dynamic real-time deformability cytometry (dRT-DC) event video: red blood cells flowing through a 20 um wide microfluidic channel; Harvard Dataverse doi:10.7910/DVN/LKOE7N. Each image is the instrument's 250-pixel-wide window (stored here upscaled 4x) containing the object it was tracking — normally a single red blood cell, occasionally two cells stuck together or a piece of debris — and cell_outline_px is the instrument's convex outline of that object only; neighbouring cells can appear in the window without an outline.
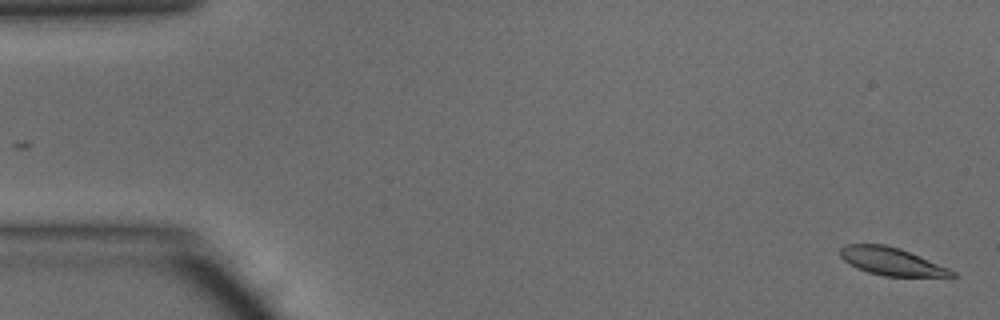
{"species": "common noctule bat (a hibernating species)", "species_latin": "Nyctalus noctula", "temperature_condition": "warm", "stored_images_in_passage": 48, "camera_frame_rate_fps": 3000, "um_per_image_px": 0.085, "animal": {"sex": "male", "body_mass_g": 15.6}, "frame": {"image": 1, "passage_image": 1, "time_ms": 0.0, "image_size_px": [1000, 320], "cell_outline_px": [[956, 276], [952, 280], [884, 276], [868, 272], [848, 264], [840, 256], [840, 248], [844, 244], [884, 244], [900, 248], [948, 268], [956, 272]], "centroid_in_image_um": [75.91, 22.28], "position_along_channel_um": 9.1, "area_um2": 18.9}}
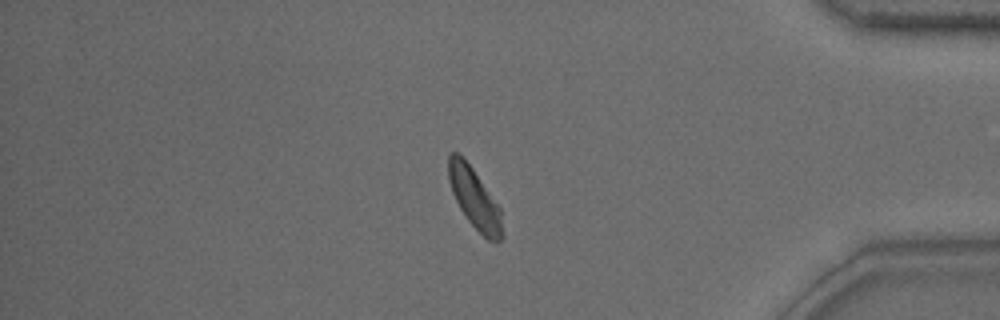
{"frame": {"image": 2, "passage_image": 41, "time_ms": 13.333, "image_size_px": [1000, 320], "cell_outline_px": [[504, 236], [496, 244], [488, 240], [468, 220], [460, 208], [452, 192], [448, 180], [448, 156], [452, 152], [460, 152], [472, 168], [500, 208]], "centroid_in_image_um": [40.33, 16.87], "position_along_channel_um": 394.9, "area_um2": 18.84}}
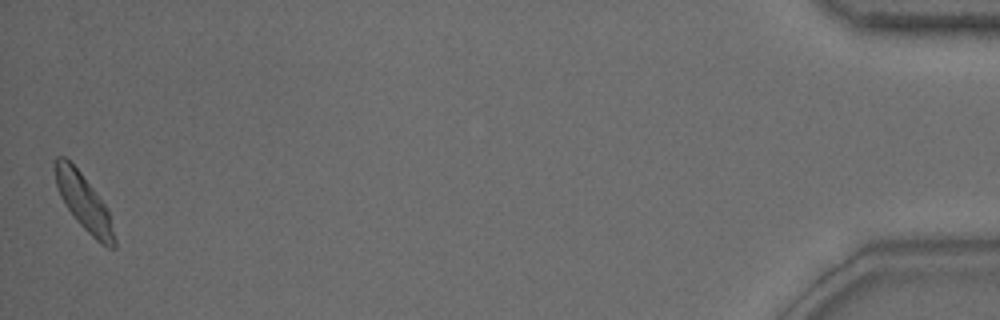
{"frame": {"image": 3, "passage_image": 48, "time_ms": 15.667, "image_size_px": [1000, 320], "cell_outline_px": [[116, 248], [108, 248], [100, 244], [80, 224], [68, 208], [60, 196], [56, 184], [52, 164], [56, 156], [64, 156], [80, 172], [104, 204], [108, 212], [116, 240]], "centroid_in_image_um": [7.1, 17.18], "position_along_channel_um": 428.1, "area_um2": 19.02}, "authors_computed_cell_mechanics": {"area_um2": 19.3341, "velocity_mm_per_s": 4.1224, "shape_relaxation_time_tau1_ms": 2.2398, "shape_relaxation_time_tau2_ms": 4.1355, "deformation_change_tau1": 0.1132, "deformation_change_tau2": 0.0992}}